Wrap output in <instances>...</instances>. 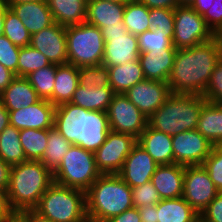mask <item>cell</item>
<instances>
[{"label":"cell","mask_w":222,"mask_h":222,"mask_svg":"<svg viewBox=\"0 0 222 222\" xmlns=\"http://www.w3.org/2000/svg\"><path fill=\"white\" fill-rule=\"evenodd\" d=\"M221 59L222 44L215 38L191 48L178 49L167 81L171 94L203 95Z\"/></svg>","instance_id":"cell-1"},{"label":"cell","mask_w":222,"mask_h":222,"mask_svg":"<svg viewBox=\"0 0 222 222\" xmlns=\"http://www.w3.org/2000/svg\"><path fill=\"white\" fill-rule=\"evenodd\" d=\"M54 128L72 145L95 152L111 131L107 113L88 111L70 102L55 108Z\"/></svg>","instance_id":"cell-2"},{"label":"cell","mask_w":222,"mask_h":222,"mask_svg":"<svg viewBox=\"0 0 222 222\" xmlns=\"http://www.w3.org/2000/svg\"><path fill=\"white\" fill-rule=\"evenodd\" d=\"M53 182V172L41 161H26L11 166L6 190L9 212L33 210Z\"/></svg>","instance_id":"cell-3"},{"label":"cell","mask_w":222,"mask_h":222,"mask_svg":"<svg viewBox=\"0 0 222 222\" xmlns=\"http://www.w3.org/2000/svg\"><path fill=\"white\" fill-rule=\"evenodd\" d=\"M133 207L132 188L117 174H101L86 191L88 221L105 222Z\"/></svg>","instance_id":"cell-4"},{"label":"cell","mask_w":222,"mask_h":222,"mask_svg":"<svg viewBox=\"0 0 222 222\" xmlns=\"http://www.w3.org/2000/svg\"><path fill=\"white\" fill-rule=\"evenodd\" d=\"M205 102L202 95L171 94L148 118V125L170 136L197 129Z\"/></svg>","instance_id":"cell-5"},{"label":"cell","mask_w":222,"mask_h":222,"mask_svg":"<svg viewBox=\"0 0 222 222\" xmlns=\"http://www.w3.org/2000/svg\"><path fill=\"white\" fill-rule=\"evenodd\" d=\"M33 210L53 222H86V192L53 182Z\"/></svg>","instance_id":"cell-6"},{"label":"cell","mask_w":222,"mask_h":222,"mask_svg":"<svg viewBox=\"0 0 222 222\" xmlns=\"http://www.w3.org/2000/svg\"><path fill=\"white\" fill-rule=\"evenodd\" d=\"M68 64L75 67L101 65L105 41L101 29L87 22L66 27Z\"/></svg>","instance_id":"cell-7"},{"label":"cell","mask_w":222,"mask_h":222,"mask_svg":"<svg viewBox=\"0 0 222 222\" xmlns=\"http://www.w3.org/2000/svg\"><path fill=\"white\" fill-rule=\"evenodd\" d=\"M101 175L94 152L72 145L53 172L54 182L86 192Z\"/></svg>","instance_id":"cell-8"},{"label":"cell","mask_w":222,"mask_h":222,"mask_svg":"<svg viewBox=\"0 0 222 222\" xmlns=\"http://www.w3.org/2000/svg\"><path fill=\"white\" fill-rule=\"evenodd\" d=\"M214 38L205 19L190 6L180 5L174 11L173 46L178 49L191 48Z\"/></svg>","instance_id":"cell-9"},{"label":"cell","mask_w":222,"mask_h":222,"mask_svg":"<svg viewBox=\"0 0 222 222\" xmlns=\"http://www.w3.org/2000/svg\"><path fill=\"white\" fill-rule=\"evenodd\" d=\"M111 131L138 138L148 125V118L125 94H114L106 111Z\"/></svg>","instance_id":"cell-10"},{"label":"cell","mask_w":222,"mask_h":222,"mask_svg":"<svg viewBox=\"0 0 222 222\" xmlns=\"http://www.w3.org/2000/svg\"><path fill=\"white\" fill-rule=\"evenodd\" d=\"M136 143L137 138L133 135L110 131L94 152L97 169L101 174H117Z\"/></svg>","instance_id":"cell-11"},{"label":"cell","mask_w":222,"mask_h":222,"mask_svg":"<svg viewBox=\"0 0 222 222\" xmlns=\"http://www.w3.org/2000/svg\"><path fill=\"white\" fill-rule=\"evenodd\" d=\"M218 193L203 165L185 166L183 199L199 215Z\"/></svg>","instance_id":"cell-12"},{"label":"cell","mask_w":222,"mask_h":222,"mask_svg":"<svg viewBox=\"0 0 222 222\" xmlns=\"http://www.w3.org/2000/svg\"><path fill=\"white\" fill-rule=\"evenodd\" d=\"M213 146L197 129L176 134L172 136L174 163L184 166L202 165Z\"/></svg>","instance_id":"cell-13"},{"label":"cell","mask_w":222,"mask_h":222,"mask_svg":"<svg viewBox=\"0 0 222 222\" xmlns=\"http://www.w3.org/2000/svg\"><path fill=\"white\" fill-rule=\"evenodd\" d=\"M30 46L40 51L52 64L68 63L65 26L54 23L32 34Z\"/></svg>","instance_id":"cell-14"},{"label":"cell","mask_w":222,"mask_h":222,"mask_svg":"<svg viewBox=\"0 0 222 222\" xmlns=\"http://www.w3.org/2000/svg\"><path fill=\"white\" fill-rule=\"evenodd\" d=\"M125 95L149 118L164 104L171 91L166 82L145 79L132 86Z\"/></svg>","instance_id":"cell-15"},{"label":"cell","mask_w":222,"mask_h":222,"mask_svg":"<svg viewBox=\"0 0 222 222\" xmlns=\"http://www.w3.org/2000/svg\"><path fill=\"white\" fill-rule=\"evenodd\" d=\"M56 106L50 101L40 99L27 108L8 111L10 124L18 130L38 129L48 130L54 127V115Z\"/></svg>","instance_id":"cell-16"},{"label":"cell","mask_w":222,"mask_h":222,"mask_svg":"<svg viewBox=\"0 0 222 222\" xmlns=\"http://www.w3.org/2000/svg\"><path fill=\"white\" fill-rule=\"evenodd\" d=\"M157 166L152 156L136 143L117 175L132 188L151 181Z\"/></svg>","instance_id":"cell-17"},{"label":"cell","mask_w":222,"mask_h":222,"mask_svg":"<svg viewBox=\"0 0 222 222\" xmlns=\"http://www.w3.org/2000/svg\"><path fill=\"white\" fill-rule=\"evenodd\" d=\"M105 41L102 65L107 67L122 65L139 59L137 36L132 33L103 35Z\"/></svg>","instance_id":"cell-18"},{"label":"cell","mask_w":222,"mask_h":222,"mask_svg":"<svg viewBox=\"0 0 222 222\" xmlns=\"http://www.w3.org/2000/svg\"><path fill=\"white\" fill-rule=\"evenodd\" d=\"M185 166L180 164L158 165L151 182L162 199L183 197Z\"/></svg>","instance_id":"cell-19"},{"label":"cell","mask_w":222,"mask_h":222,"mask_svg":"<svg viewBox=\"0 0 222 222\" xmlns=\"http://www.w3.org/2000/svg\"><path fill=\"white\" fill-rule=\"evenodd\" d=\"M9 8L31 35L55 23L46 0L13 4Z\"/></svg>","instance_id":"cell-20"},{"label":"cell","mask_w":222,"mask_h":222,"mask_svg":"<svg viewBox=\"0 0 222 222\" xmlns=\"http://www.w3.org/2000/svg\"><path fill=\"white\" fill-rule=\"evenodd\" d=\"M176 48H167L151 52H142L139 61L145 79L166 82L172 71Z\"/></svg>","instance_id":"cell-21"},{"label":"cell","mask_w":222,"mask_h":222,"mask_svg":"<svg viewBox=\"0 0 222 222\" xmlns=\"http://www.w3.org/2000/svg\"><path fill=\"white\" fill-rule=\"evenodd\" d=\"M126 3L91 0L86 4V22L102 29L104 26H125L123 17Z\"/></svg>","instance_id":"cell-22"},{"label":"cell","mask_w":222,"mask_h":222,"mask_svg":"<svg viewBox=\"0 0 222 222\" xmlns=\"http://www.w3.org/2000/svg\"><path fill=\"white\" fill-rule=\"evenodd\" d=\"M137 143L152 156L158 165L174 163L172 136L169 134L157 131L147 125L146 129L137 138Z\"/></svg>","instance_id":"cell-23"},{"label":"cell","mask_w":222,"mask_h":222,"mask_svg":"<svg viewBox=\"0 0 222 222\" xmlns=\"http://www.w3.org/2000/svg\"><path fill=\"white\" fill-rule=\"evenodd\" d=\"M0 99L8 111L27 108L40 100L36 90L25 77H15L0 94Z\"/></svg>","instance_id":"cell-24"},{"label":"cell","mask_w":222,"mask_h":222,"mask_svg":"<svg viewBox=\"0 0 222 222\" xmlns=\"http://www.w3.org/2000/svg\"><path fill=\"white\" fill-rule=\"evenodd\" d=\"M197 131L213 145H222V103L205 102L200 112Z\"/></svg>","instance_id":"cell-25"},{"label":"cell","mask_w":222,"mask_h":222,"mask_svg":"<svg viewBox=\"0 0 222 222\" xmlns=\"http://www.w3.org/2000/svg\"><path fill=\"white\" fill-rule=\"evenodd\" d=\"M54 22L62 26L86 22V3L82 0H46Z\"/></svg>","instance_id":"cell-26"},{"label":"cell","mask_w":222,"mask_h":222,"mask_svg":"<svg viewBox=\"0 0 222 222\" xmlns=\"http://www.w3.org/2000/svg\"><path fill=\"white\" fill-rule=\"evenodd\" d=\"M110 87L115 94H125L136 83L145 80L141 63L138 60L108 67Z\"/></svg>","instance_id":"cell-27"},{"label":"cell","mask_w":222,"mask_h":222,"mask_svg":"<svg viewBox=\"0 0 222 222\" xmlns=\"http://www.w3.org/2000/svg\"><path fill=\"white\" fill-rule=\"evenodd\" d=\"M114 94L110 86L104 88H86L79 84L70 103L88 111L106 112Z\"/></svg>","instance_id":"cell-28"},{"label":"cell","mask_w":222,"mask_h":222,"mask_svg":"<svg viewBox=\"0 0 222 222\" xmlns=\"http://www.w3.org/2000/svg\"><path fill=\"white\" fill-rule=\"evenodd\" d=\"M79 68L71 64L58 65L53 90V105L70 102L79 85Z\"/></svg>","instance_id":"cell-29"},{"label":"cell","mask_w":222,"mask_h":222,"mask_svg":"<svg viewBox=\"0 0 222 222\" xmlns=\"http://www.w3.org/2000/svg\"><path fill=\"white\" fill-rule=\"evenodd\" d=\"M158 222H199V214L183 199H162L157 204Z\"/></svg>","instance_id":"cell-30"},{"label":"cell","mask_w":222,"mask_h":222,"mask_svg":"<svg viewBox=\"0 0 222 222\" xmlns=\"http://www.w3.org/2000/svg\"><path fill=\"white\" fill-rule=\"evenodd\" d=\"M20 142V130L11 124L0 133V158L9 166L27 161Z\"/></svg>","instance_id":"cell-31"},{"label":"cell","mask_w":222,"mask_h":222,"mask_svg":"<svg viewBox=\"0 0 222 222\" xmlns=\"http://www.w3.org/2000/svg\"><path fill=\"white\" fill-rule=\"evenodd\" d=\"M150 9L140 0H128L124 9V25L129 33L138 36L150 30Z\"/></svg>","instance_id":"cell-32"},{"label":"cell","mask_w":222,"mask_h":222,"mask_svg":"<svg viewBox=\"0 0 222 222\" xmlns=\"http://www.w3.org/2000/svg\"><path fill=\"white\" fill-rule=\"evenodd\" d=\"M72 144L68 142L54 127L48 129V142L41 162L43 165L54 172L61 164L64 155Z\"/></svg>","instance_id":"cell-33"},{"label":"cell","mask_w":222,"mask_h":222,"mask_svg":"<svg viewBox=\"0 0 222 222\" xmlns=\"http://www.w3.org/2000/svg\"><path fill=\"white\" fill-rule=\"evenodd\" d=\"M20 143L27 161H41L48 142V130H20Z\"/></svg>","instance_id":"cell-34"},{"label":"cell","mask_w":222,"mask_h":222,"mask_svg":"<svg viewBox=\"0 0 222 222\" xmlns=\"http://www.w3.org/2000/svg\"><path fill=\"white\" fill-rule=\"evenodd\" d=\"M57 66V64L51 63L49 66L38 69L25 77L36 90L38 97L48 100L52 104Z\"/></svg>","instance_id":"cell-35"},{"label":"cell","mask_w":222,"mask_h":222,"mask_svg":"<svg viewBox=\"0 0 222 222\" xmlns=\"http://www.w3.org/2000/svg\"><path fill=\"white\" fill-rule=\"evenodd\" d=\"M3 28V35H5L14 45L19 47L30 45L31 34L28 32L21 20L6 5Z\"/></svg>","instance_id":"cell-36"},{"label":"cell","mask_w":222,"mask_h":222,"mask_svg":"<svg viewBox=\"0 0 222 222\" xmlns=\"http://www.w3.org/2000/svg\"><path fill=\"white\" fill-rule=\"evenodd\" d=\"M50 64V61L32 46L20 47L18 77H26L30 73L49 66Z\"/></svg>","instance_id":"cell-37"},{"label":"cell","mask_w":222,"mask_h":222,"mask_svg":"<svg viewBox=\"0 0 222 222\" xmlns=\"http://www.w3.org/2000/svg\"><path fill=\"white\" fill-rule=\"evenodd\" d=\"M215 33L222 25V0H194L190 5Z\"/></svg>","instance_id":"cell-38"},{"label":"cell","mask_w":222,"mask_h":222,"mask_svg":"<svg viewBox=\"0 0 222 222\" xmlns=\"http://www.w3.org/2000/svg\"><path fill=\"white\" fill-rule=\"evenodd\" d=\"M79 84L86 88H104L110 86L109 69L104 65L79 67Z\"/></svg>","instance_id":"cell-39"},{"label":"cell","mask_w":222,"mask_h":222,"mask_svg":"<svg viewBox=\"0 0 222 222\" xmlns=\"http://www.w3.org/2000/svg\"><path fill=\"white\" fill-rule=\"evenodd\" d=\"M173 34L174 33H162L156 32L155 30H148L138 35L137 39L140 53L175 48L172 44Z\"/></svg>","instance_id":"cell-40"},{"label":"cell","mask_w":222,"mask_h":222,"mask_svg":"<svg viewBox=\"0 0 222 222\" xmlns=\"http://www.w3.org/2000/svg\"><path fill=\"white\" fill-rule=\"evenodd\" d=\"M174 11L168 8H152L149 12L150 30L174 33Z\"/></svg>","instance_id":"cell-41"},{"label":"cell","mask_w":222,"mask_h":222,"mask_svg":"<svg viewBox=\"0 0 222 222\" xmlns=\"http://www.w3.org/2000/svg\"><path fill=\"white\" fill-rule=\"evenodd\" d=\"M202 165L208 171L216 189L222 192V145H214Z\"/></svg>","instance_id":"cell-42"},{"label":"cell","mask_w":222,"mask_h":222,"mask_svg":"<svg viewBox=\"0 0 222 222\" xmlns=\"http://www.w3.org/2000/svg\"><path fill=\"white\" fill-rule=\"evenodd\" d=\"M20 47L14 45L5 35L0 36V63L18 77Z\"/></svg>","instance_id":"cell-43"},{"label":"cell","mask_w":222,"mask_h":222,"mask_svg":"<svg viewBox=\"0 0 222 222\" xmlns=\"http://www.w3.org/2000/svg\"><path fill=\"white\" fill-rule=\"evenodd\" d=\"M133 205L136 208L158 204L162 198L151 181L132 187Z\"/></svg>","instance_id":"cell-44"},{"label":"cell","mask_w":222,"mask_h":222,"mask_svg":"<svg viewBox=\"0 0 222 222\" xmlns=\"http://www.w3.org/2000/svg\"><path fill=\"white\" fill-rule=\"evenodd\" d=\"M202 96L206 101L222 103V59L216 64Z\"/></svg>","instance_id":"cell-45"},{"label":"cell","mask_w":222,"mask_h":222,"mask_svg":"<svg viewBox=\"0 0 222 222\" xmlns=\"http://www.w3.org/2000/svg\"><path fill=\"white\" fill-rule=\"evenodd\" d=\"M199 222H222V192L201 212Z\"/></svg>","instance_id":"cell-46"},{"label":"cell","mask_w":222,"mask_h":222,"mask_svg":"<svg viewBox=\"0 0 222 222\" xmlns=\"http://www.w3.org/2000/svg\"><path fill=\"white\" fill-rule=\"evenodd\" d=\"M105 222H142L138 208H130Z\"/></svg>","instance_id":"cell-47"},{"label":"cell","mask_w":222,"mask_h":222,"mask_svg":"<svg viewBox=\"0 0 222 222\" xmlns=\"http://www.w3.org/2000/svg\"><path fill=\"white\" fill-rule=\"evenodd\" d=\"M142 222H158L157 204L146 205L138 208Z\"/></svg>","instance_id":"cell-48"},{"label":"cell","mask_w":222,"mask_h":222,"mask_svg":"<svg viewBox=\"0 0 222 222\" xmlns=\"http://www.w3.org/2000/svg\"><path fill=\"white\" fill-rule=\"evenodd\" d=\"M149 9L152 8H168L175 9L178 4V0H140Z\"/></svg>","instance_id":"cell-49"},{"label":"cell","mask_w":222,"mask_h":222,"mask_svg":"<svg viewBox=\"0 0 222 222\" xmlns=\"http://www.w3.org/2000/svg\"><path fill=\"white\" fill-rule=\"evenodd\" d=\"M15 77L13 72L0 63V94L9 86Z\"/></svg>","instance_id":"cell-50"},{"label":"cell","mask_w":222,"mask_h":222,"mask_svg":"<svg viewBox=\"0 0 222 222\" xmlns=\"http://www.w3.org/2000/svg\"><path fill=\"white\" fill-rule=\"evenodd\" d=\"M11 166L0 158V188L5 192L8 188Z\"/></svg>","instance_id":"cell-51"},{"label":"cell","mask_w":222,"mask_h":222,"mask_svg":"<svg viewBox=\"0 0 222 222\" xmlns=\"http://www.w3.org/2000/svg\"><path fill=\"white\" fill-rule=\"evenodd\" d=\"M27 222H53L50 219L42 217L34 210H23L18 212Z\"/></svg>","instance_id":"cell-52"},{"label":"cell","mask_w":222,"mask_h":222,"mask_svg":"<svg viewBox=\"0 0 222 222\" xmlns=\"http://www.w3.org/2000/svg\"><path fill=\"white\" fill-rule=\"evenodd\" d=\"M10 124L9 112L0 99V133Z\"/></svg>","instance_id":"cell-53"},{"label":"cell","mask_w":222,"mask_h":222,"mask_svg":"<svg viewBox=\"0 0 222 222\" xmlns=\"http://www.w3.org/2000/svg\"><path fill=\"white\" fill-rule=\"evenodd\" d=\"M101 31L102 35H116V34L128 33L125 26H113V27L104 26L101 29Z\"/></svg>","instance_id":"cell-54"},{"label":"cell","mask_w":222,"mask_h":222,"mask_svg":"<svg viewBox=\"0 0 222 222\" xmlns=\"http://www.w3.org/2000/svg\"><path fill=\"white\" fill-rule=\"evenodd\" d=\"M2 222H27L18 212L4 214Z\"/></svg>","instance_id":"cell-55"},{"label":"cell","mask_w":222,"mask_h":222,"mask_svg":"<svg viewBox=\"0 0 222 222\" xmlns=\"http://www.w3.org/2000/svg\"><path fill=\"white\" fill-rule=\"evenodd\" d=\"M9 213L8 204L6 200V192L0 188V214Z\"/></svg>","instance_id":"cell-56"},{"label":"cell","mask_w":222,"mask_h":222,"mask_svg":"<svg viewBox=\"0 0 222 222\" xmlns=\"http://www.w3.org/2000/svg\"><path fill=\"white\" fill-rule=\"evenodd\" d=\"M4 20H5V5L0 9V36L3 35L4 32Z\"/></svg>","instance_id":"cell-57"},{"label":"cell","mask_w":222,"mask_h":222,"mask_svg":"<svg viewBox=\"0 0 222 222\" xmlns=\"http://www.w3.org/2000/svg\"><path fill=\"white\" fill-rule=\"evenodd\" d=\"M38 0H5V5L9 7L10 5L13 4H19V3H28V2H34Z\"/></svg>","instance_id":"cell-58"},{"label":"cell","mask_w":222,"mask_h":222,"mask_svg":"<svg viewBox=\"0 0 222 222\" xmlns=\"http://www.w3.org/2000/svg\"><path fill=\"white\" fill-rule=\"evenodd\" d=\"M214 38L222 44V25L220 28L214 33Z\"/></svg>","instance_id":"cell-59"},{"label":"cell","mask_w":222,"mask_h":222,"mask_svg":"<svg viewBox=\"0 0 222 222\" xmlns=\"http://www.w3.org/2000/svg\"><path fill=\"white\" fill-rule=\"evenodd\" d=\"M194 0H178L179 5L189 6Z\"/></svg>","instance_id":"cell-60"},{"label":"cell","mask_w":222,"mask_h":222,"mask_svg":"<svg viewBox=\"0 0 222 222\" xmlns=\"http://www.w3.org/2000/svg\"><path fill=\"white\" fill-rule=\"evenodd\" d=\"M110 2H116V3H126L128 0H106Z\"/></svg>","instance_id":"cell-61"},{"label":"cell","mask_w":222,"mask_h":222,"mask_svg":"<svg viewBox=\"0 0 222 222\" xmlns=\"http://www.w3.org/2000/svg\"><path fill=\"white\" fill-rule=\"evenodd\" d=\"M5 5V0H0V9Z\"/></svg>","instance_id":"cell-62"},{"label":"cell","mask_w":222,"mask_h":222,"mask_svg":"<svg viewBox=\"0 0 222 222\" xmlns=\"http://www.w3.org/2000/svg\"><path fill=\"white\" fill-rule=\"evenodd\" d=\"M4 216V214H0V222H2V217Z\"/></svg>","instance_id":"cell-63"},{"label":"cell","mask_w":222,"mask_h":222,"mask_svg":"<svg viewBox=\"0 0 222 222\" xmlns=\"http://www.w3.org/2000/svg\"><path fill=\"white\" fill-rule=\"evenodd\" d=\"M82 1L87 4V3L90 2L91 0H82Z\"/></svg>","instance_id":"cell-64"}]
</instances>
